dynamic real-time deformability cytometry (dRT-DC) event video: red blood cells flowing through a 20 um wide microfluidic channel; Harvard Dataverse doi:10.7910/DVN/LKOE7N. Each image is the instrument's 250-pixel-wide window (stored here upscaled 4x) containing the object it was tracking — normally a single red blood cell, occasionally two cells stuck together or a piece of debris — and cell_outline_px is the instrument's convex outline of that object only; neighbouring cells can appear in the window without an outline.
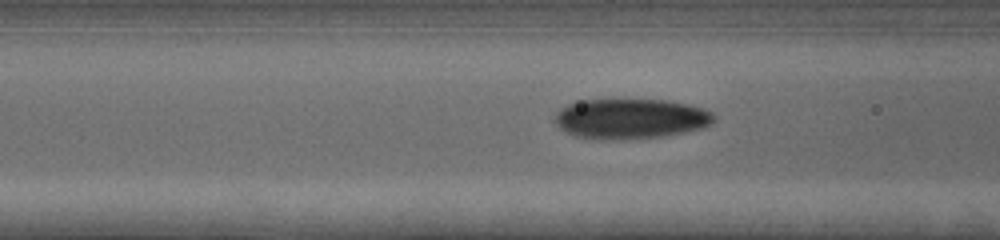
{"species": "human", "species_latin": "Homo sapiens", "temperature_condition": "cold", "stored_images_in_passage": 41, "camera_frame_rate_fps": 3000, "um_per_image_px": 0.085, "donor": {"sex": "female"}, "frame": {"image": 1, "passage_image": 18, "time_ms": 5.667, "image_size_px": [1000, 240], "cell_outline_px": [[716, 120], [712, 124], [704, 128], [664, 136], [612, 140], [596, 140], [576, 136], [560, 128], [556, 124], [556, 112], [560, 108], [576, 100], [664, 100], [688, 104], [704, 108], [712, 112], [716, 116]], "centroid_in_image_um": [53.63, 10.09], "position_along_channel_um": 113.0, "area_um2": 37.45}}
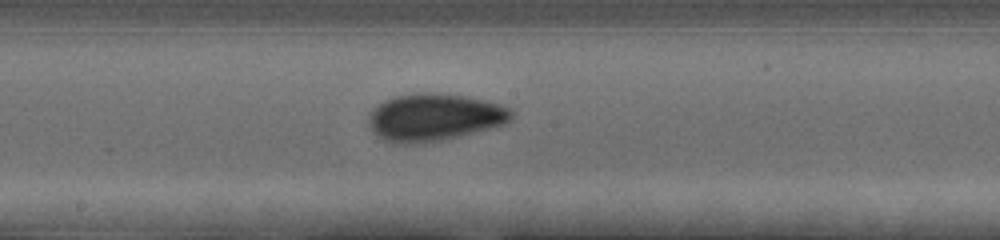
{"frame": {"image": 2, "passage_image": 26, "time_ms": 8.333, "image_size_px": [1000, 240], "cell_outline_px": [[512, 120], [504, 124], [440, 140], [420, 144], [400, 144], [384, 140], [368, 124], [368, 116], [372, 108], [376, 104], [392, 96], [412, 92], [432, 92], [468, 96], [488, 100], [512, 108]], "centroid_in_image_um": [36.89, 9.93], "position_along_channel_um": 211.3, "area_um2": 39.71}}
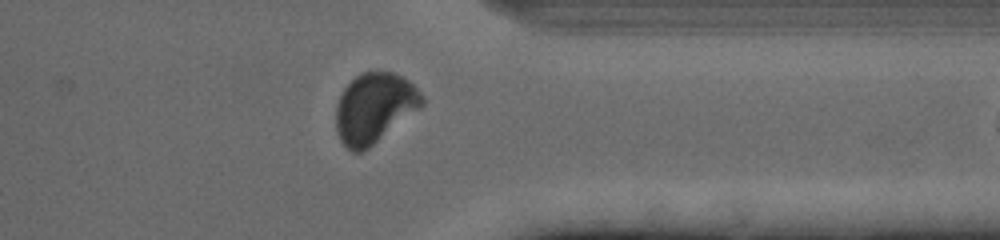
{"frame": {"image": 3, "passage_image": 40, "time_ms": 13.0, "image_size_px": [1000, 240], "cell_outline_px": [[424, 104], [364, 152], [352, 152], [340, 140], [336, 128], [336, 108], [340, 96], [344, 88], [360, 72], [392, 72], [408, 80], [420, 92], [424, 100]], "centroid_in_image_um": [31.8, 9.18], "position_along_channel_um": 379.6, "area_um2": 34.68}}